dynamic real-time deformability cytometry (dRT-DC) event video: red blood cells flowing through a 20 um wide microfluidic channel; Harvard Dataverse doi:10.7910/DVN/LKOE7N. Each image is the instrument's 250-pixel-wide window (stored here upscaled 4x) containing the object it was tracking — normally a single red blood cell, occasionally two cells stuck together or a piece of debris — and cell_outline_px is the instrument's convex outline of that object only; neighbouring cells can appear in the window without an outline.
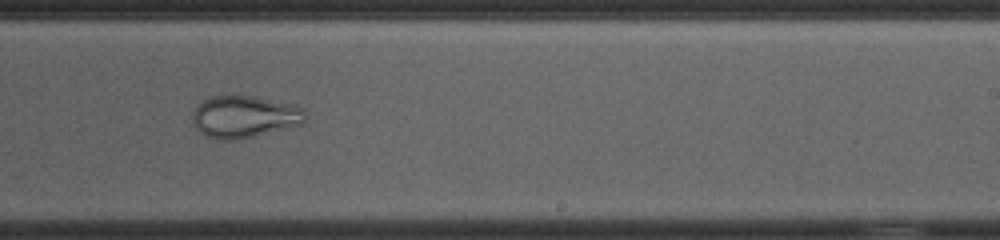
{"species": "common noctule bat (a hibernating species)", "species_latin": "Nyctalus noctula", "temperature_condition": "cold", "stored_images_in_passage": 54, "camera_frame_rate_fps": 3000, "um_per_image_px": 0.085, "animal": {"sex": "female", "body_mass_g": 23.0, "forearm_length_mm": 53.4}, "frame": {"image": 1, "passage_image": 33, "time_ms": 10.667, "image_size_px": [1000, 240], "cell_outline_px": [[308, 116], [304, 124], [288, 128], [252, 136], [232, 140], [220, 140], [204, 136], [192, 124], [192, 112], [196, 104], [200, 100], [212, 96], [256, 96], [296, 104], [304, 108]], "centroid_in_image_um": [20.79, 9.9], "position_along_channel_um": 268.2, "area_um2": 28.32}}
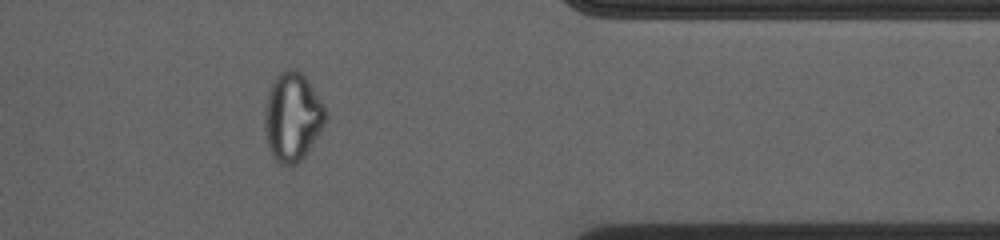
{"frame": {"image": 2, "passage_image": 44, "time_ms": 14.333, "image_size_px": [1000, 240], "cell_outline_px": [[328, 116], [320, 132], [308, 152], [296, 164], [280, 164], [272, 156], [268, 148], [264, 128], [264, 108], [268, 92], [276, 76], [284, 68], [296, 68], [312, 84], [328, 112]], "centroid_in_image_um": [24.86, 9.91], "position_along_channel_um": 386.5, "area_um2": 31.85}}
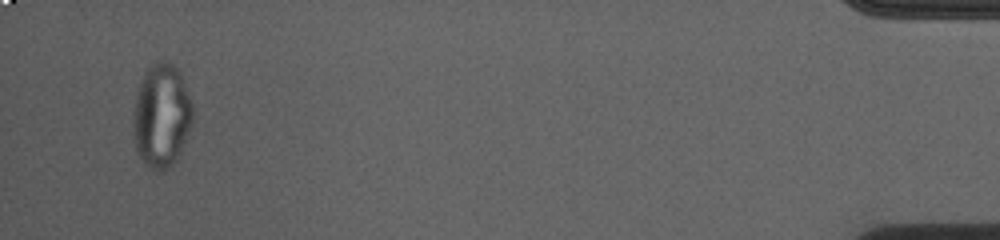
{"frame": {"image": 3, "passage_image": 52, "time_ms": 17.0, "image_size_px": [1000, 240], "cell_outline_px": [[192, 124], [180, 152], [176, 160], [172, 164], [160, 172], [156, 172], [148, 168], [144, 164], [136, 148], [132, 128], [132, 112], [136, 92], [140, 80], [144, 72], [152, 64], [160, 60], [164, 60], [172, 64], [180, 72], [184, 80], [192, 100]], "centroid_in_image_um": [13.71, 9.82], "position_along_channel_um": 421.5, "area_um2": 36.53}}